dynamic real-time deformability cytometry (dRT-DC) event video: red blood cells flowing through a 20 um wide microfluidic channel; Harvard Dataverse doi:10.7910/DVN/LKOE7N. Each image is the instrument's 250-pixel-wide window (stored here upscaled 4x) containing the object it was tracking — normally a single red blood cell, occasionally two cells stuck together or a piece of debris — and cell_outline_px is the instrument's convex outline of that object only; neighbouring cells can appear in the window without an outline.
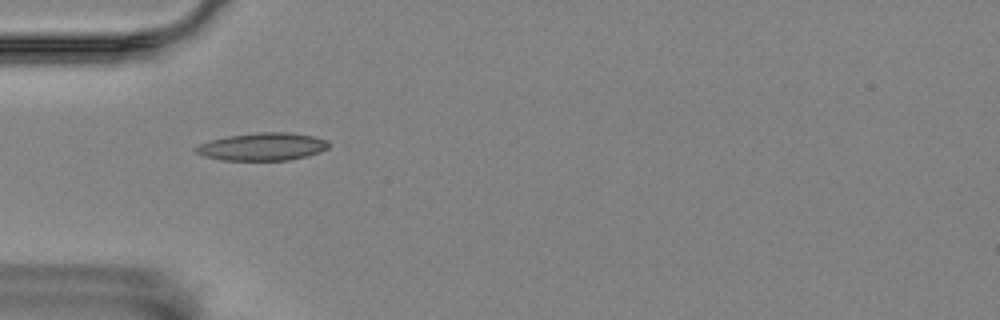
{"species": "Egyptian fruit bat (a non-hibernating species)", "species_latin": "Rousettus aegyptiacus", "temperature_condition": "room temperature", "stored_images_in_passage": 13, "camera_frame_rate_fps": 3000, "um_per_image_px": 0.085, "animal": {"sex": "female"}, "frame": {"image": 1, "passage_image": 4, "time_ms": 1.0, "image_size_px": [1000, 320], "cell_outline_px": [[328, 148], [320, 152], [308, 156], [288, 160], [220, 160], [204, 156], [196, 152], [192, 148], [200, 144], [212, 140], [228, 136], [260, 132], [288, 132], [312, 136], [328, 140]], "centroid_in_image_um": [22.32, 12.47], "position_along_channel_um": 62.7, "area_um2": 21.39}}
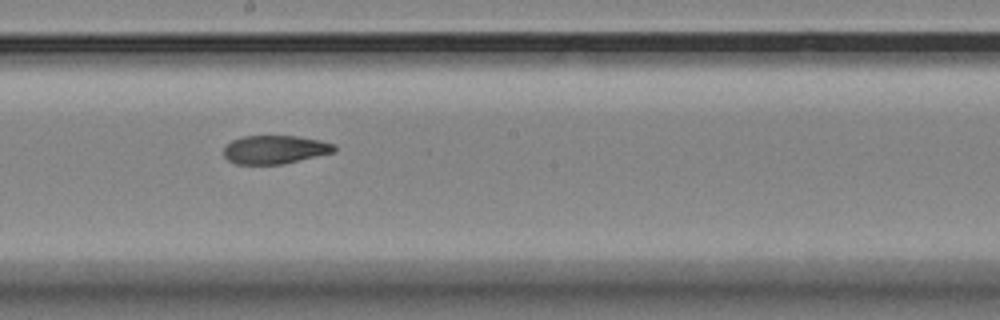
{"frame": {"image": 2, "passage_image": 8, "time_ms": 2.333, "image_size_px": [1000, 320], "cell_outline_px": [[336, 152], [284, 164], [236, 164], [228, 160], [224, 156], [224, 148], [232, 140], [240, 136], [296, 136], [320, 140], [336, 144]], "centroid_in_image_um": [23.4, 12.71], "position_along_channel_um": 224.8, "area_um2": 18.5}}
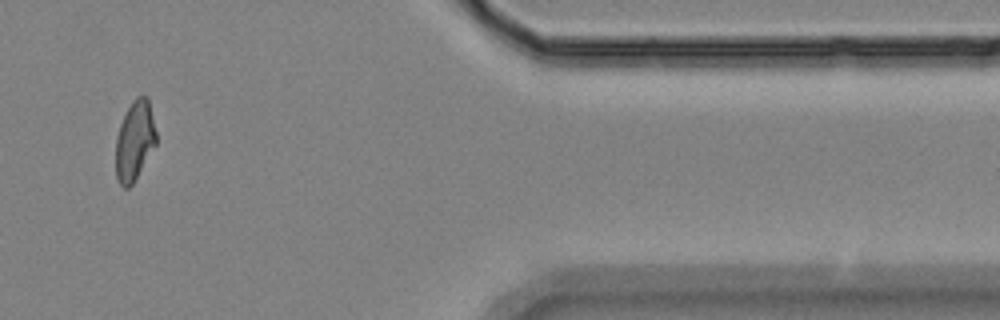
{"frame": {"image": 3, "passage_image": 12, "time_ms": 3.667, "image_size_px": [1000, 320], "cell_outline_px": [[156, 144], [132, 184], [128, 188], [124, 188], [120, 184], [116, 176], [116, 140], [120, 124], [132, 100], [136, 96], [148, 96], [156, 132]], "centroid_in_image_um": [11.45, 11.94], "position_along_channel_um": 400.0, "area_um2": 18.55}}